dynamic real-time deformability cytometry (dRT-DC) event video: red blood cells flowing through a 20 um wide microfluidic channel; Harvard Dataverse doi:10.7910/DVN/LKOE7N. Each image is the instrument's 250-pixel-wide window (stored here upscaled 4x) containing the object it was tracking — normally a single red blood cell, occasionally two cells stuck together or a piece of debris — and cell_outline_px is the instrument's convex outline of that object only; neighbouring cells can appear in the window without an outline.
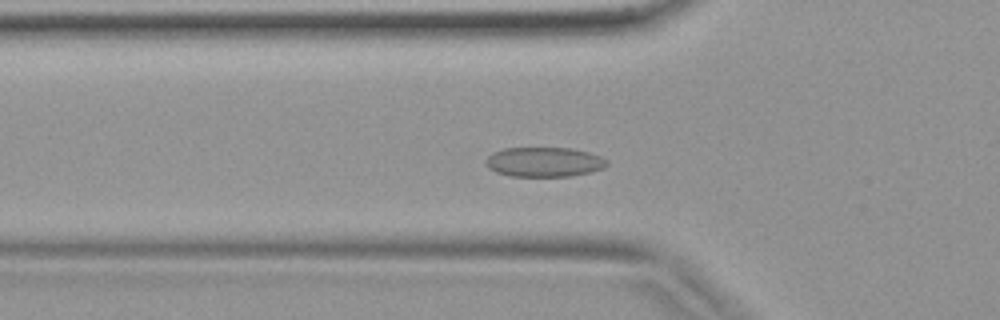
{"species": "common noctule bat (a hibernating species)", "species_latin": "Nyctalus noctula", "temperature_condition": "warm", "stored_images_in_passage": 41, "camera_frame_rate_fps": 3000, "um_per_image_px": 0.085, "animal": {"sex": "female", "body_mass_g": 19.9}, "frame": {"image": 1, "passage_image": 14, "time_ms": 4.333, "image_size_px": [1000, 320], "cell_outline_px": [[608, 164], [604, 168], [588, 172], [568, 176], [508, 176], [496, 172], [488, 168], [488, 156], [492, 152], [504, 148], [572, 148], [588, 152], [600, 156], [608, 160]], "centroid_in_image_um": [46.26, 13.76], "position_along_channel_um": 79.5, "area_um2": 20.81}}
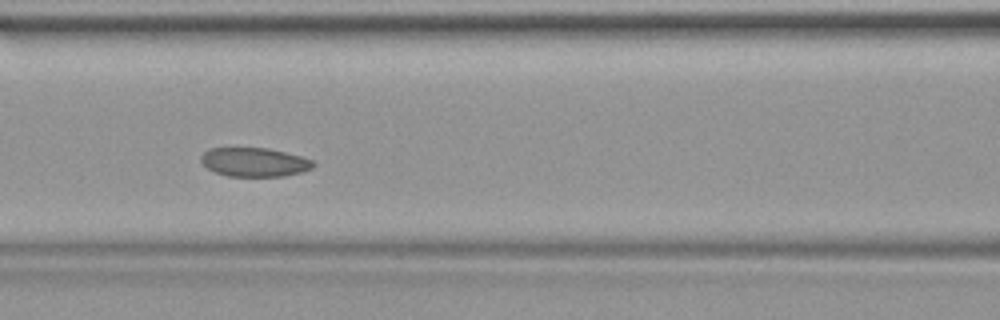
{"frame": {"image": 2, "passage_image": 18, "time_ms": 5.667, "image_size_px": [1000, 320], "cell_outline_px": [[316, 164], [312, 168], [304, 172], [284, 176], [228, 176], [216, 172], [208, 168], [200, 160], [200, 156], [208, 148], [268, 148], [300, 156], [312, 160]], "centroid_in_image_um": [21.64, 13.78], "position_along_channel_um": 145.0, "area_um2": 18.9}}
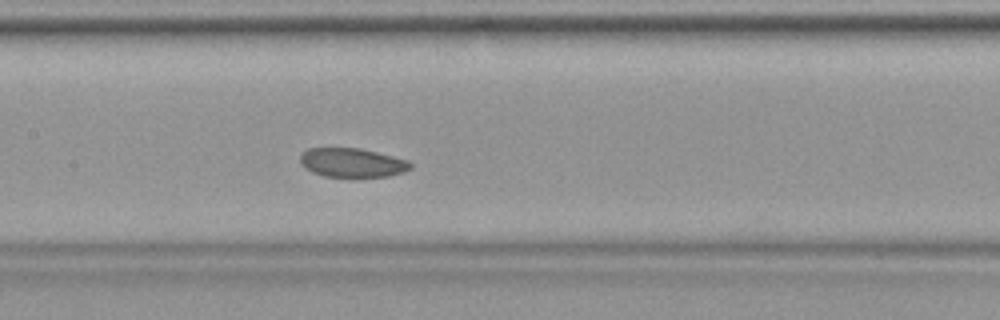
{"frame": {"image": 3, "passage_image": 20, "time_ms": 6.333, "image_size_px": [1000, 320], "cell_outline_px": [[412, 168], [404, 172], [388, 176], [324, 176], [312, 172], [304, 168], [300, 164], [300, 156], [308, 148], [360, 148], [408, 160], [412, 164]], "centroid_in_image_um": [29.92, 13.82], "position_along_channel_um": 177.5, "area_um2": 18.55}}